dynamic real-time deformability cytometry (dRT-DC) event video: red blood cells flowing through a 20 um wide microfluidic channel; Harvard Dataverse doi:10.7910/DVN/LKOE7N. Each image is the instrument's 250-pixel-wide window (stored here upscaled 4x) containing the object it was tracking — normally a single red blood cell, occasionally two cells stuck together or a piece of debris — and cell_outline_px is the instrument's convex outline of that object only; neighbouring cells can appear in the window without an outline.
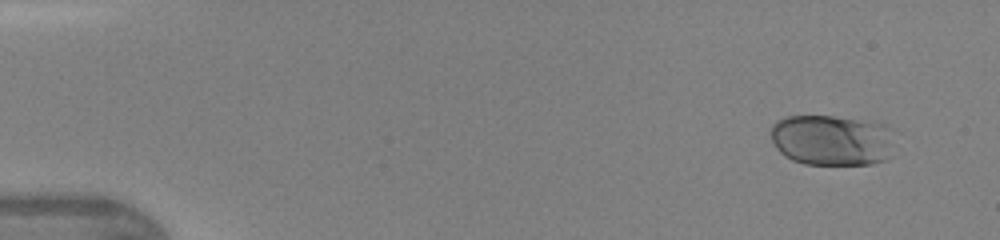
{"species": "human", "species_latin": "Homo sapiens", "temperature_condition": "warm", "stored_images_in_passage": 28, "camera_frame_rate_fps": 3000, "um_per_image_px": 0.085, "donor": {"sex": "female"}, "frame": {"image": 1, "passage_image": 2, "time_ms": 0.333, "image_size_px": [1000, 240], "cell_outline_px": [[892, 156], [888, 160], [872, 164], [804, 164], [792, 160], [784, 156], [776, 148], [768, 132], [772, 124], [776, 120], [788, 116], [832, 116], [888, 124]], "centroid_in_image_um": [70.66, 11.92], "position_along_channel_um": 14.3, "area_um2": 36.99}}
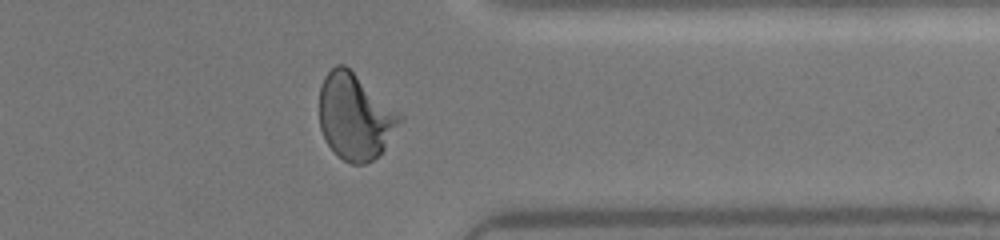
{"frame": {"image": 2, "passage_image": 23, "time_ms": 7.333, "image_size_px": [1000, 240], "cell_outline_px": [[404, 116], [384, 148], [372, 160], [364, 164], [352, 164], [344, 160], [328, 144], [320, 128], [320, 84], [324, 76], [336, 64], [344, 64], [400, 112]], "centroid_in_image_um": [30.18, 9.88], "position_along_channel_um": 381.2, "area_um2": 39.82}}
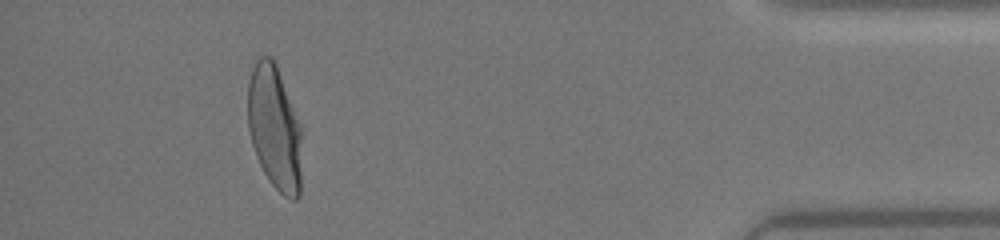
{"frame": {"image": 3, "passage_image": 26, "time_ms": 8.333, "image_size_px": [1000, 240], "cell_outline_px": [[304, 128], [300, 196], [296, 200], [292, 200], [284, 196], [268, 180], [256, 156], [252, 144], [248, 128], [248, 80], [252, 68], [256, 60], [260, 56], [272, 56], [276, 64]], "centroid_in_image_um": [23.39, 10.87], "position_along_channel_um": 411.8, "area_um2": 40.52}}